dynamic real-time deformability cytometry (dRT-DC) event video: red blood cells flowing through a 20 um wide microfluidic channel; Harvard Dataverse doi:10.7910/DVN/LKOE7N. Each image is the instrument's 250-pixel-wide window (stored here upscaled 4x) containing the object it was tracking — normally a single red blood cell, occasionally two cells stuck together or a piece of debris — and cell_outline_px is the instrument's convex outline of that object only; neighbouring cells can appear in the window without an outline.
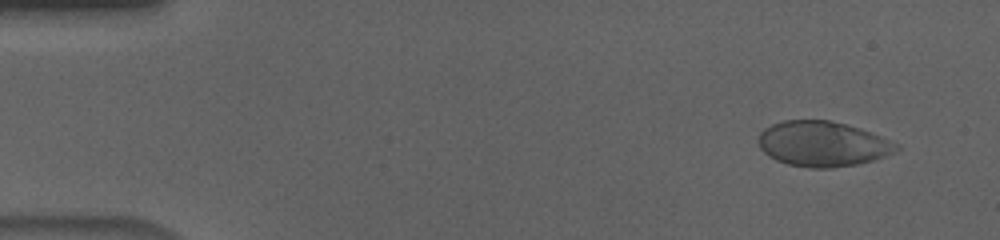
{"species": "human", "species_latin": "Homo sapiens", "temperature_condition": "cold", "stored_images_in_passage": 56, "camera_frame_rate_fps": 3000, "um_per_image_px": 0.085, "donor": {"sex": "male"}, "frame": {"image": 1, "passage_image": 4, "time_ms": 1.0, "image_size_px": [1000, 240], "cell_outline_px": [[900, 148], [896, 152], [872, 160], [856, 164], [832, 168], [812, 168], [788, 164], [776, 160], [768, 156], [760, 148], [760, 132], [764, 128], [772, 124], [784, 120], [828, 120], [860, 128], [900, 144]], "centroid_in_image_um": [69.93, 12.23], "position_along_channel_um": 15.1, "area_um2": 36.18}}
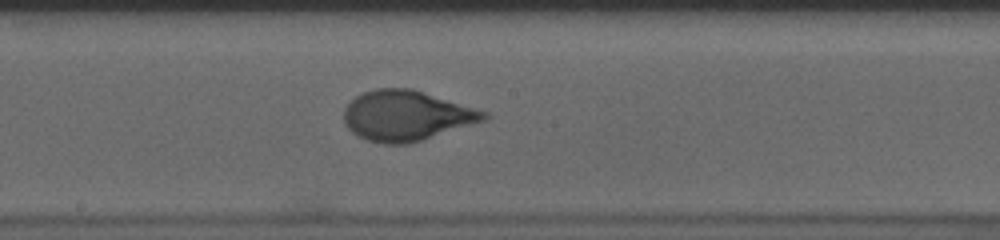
{"frame": {"image": 2, "passage_image": 30, "time_ms": 9.667, "image_size_px": [1000, 240], "cell_outline_px": [[488, 116], [484, 120], [408, 144], [384, 144], [368, 140], [352, 132], [344, 124], [344, 108], [356, 96], [364, 92], [376, 88], [412, 88], [488, 112]], "centroid_in_image_um": [34.51, 9.82], "position_along_channel_um": 213.7, "area_um2": 40.52}}
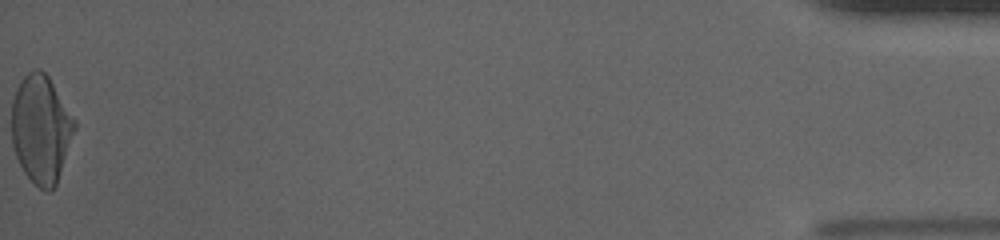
{"frame": {"image": 3, "passage_image": 56, "time_ms": 18.333, "image_size_px": [1000, 240], "cell_outline_px": [[76, 128], [56, 184], [48, 192], [40, 188], [24, 172], [16, 156], [12, 144], [12, 100], [16, 88], [20, 80], [32, 68], [40, 68], [48, 76], [76, 120]], "centroid_in_image_um": [3.48, 10.92], "position_along_channel_um": 431.7, "area_um2": 39.54}, "authors_computed_cell_mechanics": {"area_um2": 39.304, "velocity_mm_per_s": 3.6362, "shape_relaxation_time_tau1_ms": 4.9195, "shape_relaxation_time_tau2_ms": null, "deformation_change_tau1": 0.1877, "deformation_change_tau2": null}}